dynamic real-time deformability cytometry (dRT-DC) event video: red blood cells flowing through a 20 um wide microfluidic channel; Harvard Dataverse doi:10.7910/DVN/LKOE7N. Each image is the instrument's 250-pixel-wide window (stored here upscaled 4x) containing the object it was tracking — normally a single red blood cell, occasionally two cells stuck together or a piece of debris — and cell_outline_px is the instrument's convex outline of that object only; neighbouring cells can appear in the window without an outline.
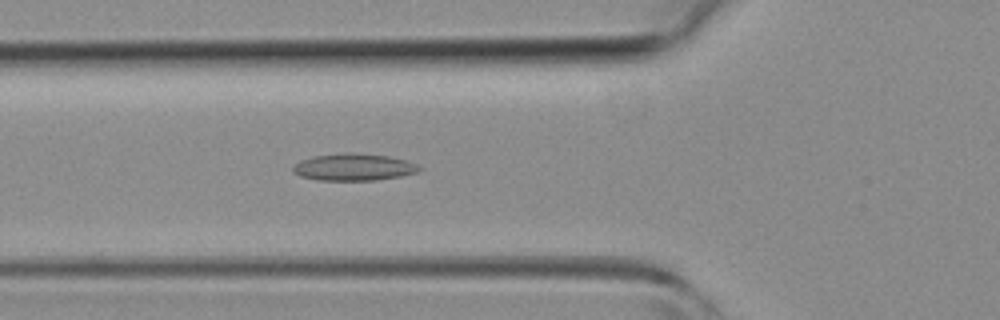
{"species": "common noctule bat (a hibernating species)", "species_latin": "Nyctalus noctula", "temperature_condition": "room temperature", "stored_images_in_passage": 39, "camera_frame_rate_fps": 3000, "um_per_image_px": 0.085, "animal": {"sex": "female", "body_mass_g": 19.3, "forearm_length_mm": 54.1}, "frame": {"image": 1, "passage_image": 12, "time_ms": 3.667, "image_size_px": [1000, 320], "cell_outline_px": [[424, 168], [416, 172], [400, 176], [376, 180], [316, 180], [300, 176], [292, 172], [292, 168], [300, 160], [312, 156], [352, 152], [388, 156], [408, 160]], "centroid_in_image_um": [30.06, 14.2], "position_along_channel_um": 95.7, "area_um2": 19.94}}
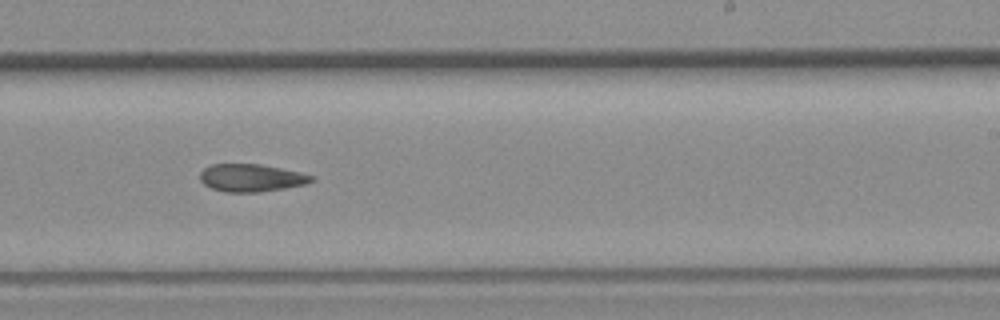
{"frame": {"image": 2, "passage_image": 23, "time_ms": 7.333, "image_size_px": [1000, 320], "cell_outline_px": [[316, 180], [308, 184], [260, 192], [224, 192], [212, 188], [204, 184], [200, 180], [200, 172], [204, 168], [212, 164], [260, 164], [300, 172], [312, 176]], "centroid_in_image_um": [21.36, 15.12], "position_along_channel_um": 267.6, "area_um2": 17.98}}
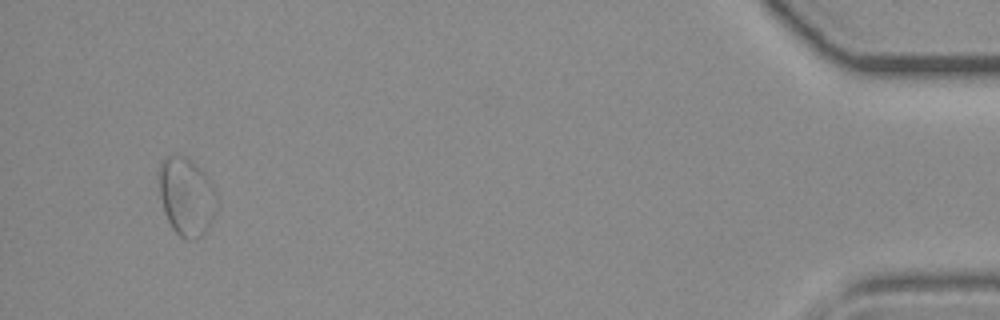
{"frame": {"image": 3, "passage_image": 38, "time_ms": 12.333, "image_size_px": [1000, 320], "cell_outline_px": [[220, 204], [212, 220], [204, 232], [200, 236], [192, 240], [184, 240], [172, 228], [164, 212], [160, 196], [160, 164], [168, 156], [188, 156], [208, 176], [216, 192]], "centroid_in_image_um": [15.9, 16.72], "position_along_channel_um": 419.3, "area_um2": 26.47}}